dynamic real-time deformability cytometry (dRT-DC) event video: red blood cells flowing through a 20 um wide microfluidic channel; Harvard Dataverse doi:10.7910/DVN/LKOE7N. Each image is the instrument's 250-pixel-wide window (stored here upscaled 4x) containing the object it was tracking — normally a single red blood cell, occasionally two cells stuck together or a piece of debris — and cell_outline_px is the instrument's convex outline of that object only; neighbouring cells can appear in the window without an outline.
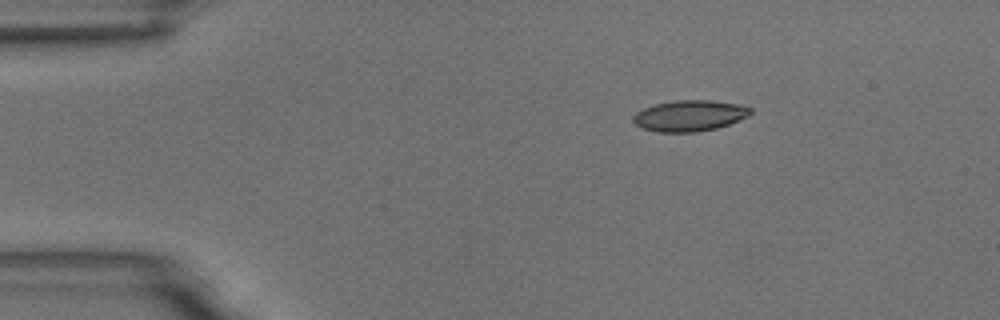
{"species": "common noctule bat (a hibernating species)", "species_latin": "Nyctalus noctula", "temperature_condition": "room temperature", "stored_images_in_passage": 3, "camera_frame_rate_fps": 3000, "um_per_image_px": 0.085, "animal": {"sex": "male", "body_mass_g": 18.8}, "frame": {"image": 1, "passage_image": 1, "time_ms": 0.0, "image_size_px": [1000, 320], "cell_outline_px": [[752, 112], [748, 116], [728, 124], [716, 128], [696, 132], [656, 132], [644, 128], [636, 124], [632, 120], [632, 116], [636, 112], [644, 108], [656, 104], [676, 100], [712, 100], [740, 104], [752, 108]], "centroid_in_image_um": [58.62, 9.83], "position_along_channel_um": 26.4, "area_um2": 21.15}}